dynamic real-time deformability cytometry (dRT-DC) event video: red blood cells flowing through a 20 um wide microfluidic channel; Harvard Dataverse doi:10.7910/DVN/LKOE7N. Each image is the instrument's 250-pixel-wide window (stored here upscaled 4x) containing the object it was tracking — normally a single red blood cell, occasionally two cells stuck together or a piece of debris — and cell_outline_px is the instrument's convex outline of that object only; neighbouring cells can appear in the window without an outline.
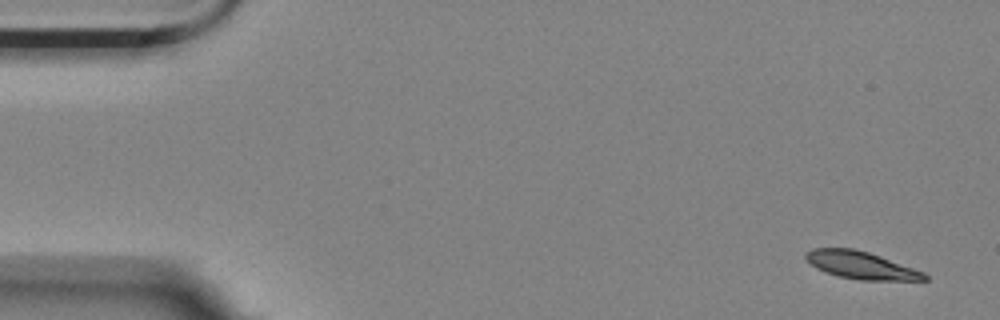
{"species": "Egyptian fruit bat (a non-hibernating species)", "species_latin": "Rousettus aegyptiacus", "temperature_condition": "room temperature", "stored_images_in_passage": 6, "camera_frame_rate_fps": 3000, "um_per_image_px": 0.085, "animal": {"sex": "female"}, "frame": {"image": 1, "passage_image": 1, "time_ms": 0.0, "image_size_px": [1000, 320], "cell_outline_px": [[928, 280], [860, 280], [836, 276], [824, 272], [816, 268], [804, 260], [804, 252], [812, 248], [852, 248], [868, 252], [880, 256], [924, 272], [928, 276]], "centroid_in_image_um": [73.11, 22.54], "position_along_channel_um": 11.9, "area_um2": 19.13}}